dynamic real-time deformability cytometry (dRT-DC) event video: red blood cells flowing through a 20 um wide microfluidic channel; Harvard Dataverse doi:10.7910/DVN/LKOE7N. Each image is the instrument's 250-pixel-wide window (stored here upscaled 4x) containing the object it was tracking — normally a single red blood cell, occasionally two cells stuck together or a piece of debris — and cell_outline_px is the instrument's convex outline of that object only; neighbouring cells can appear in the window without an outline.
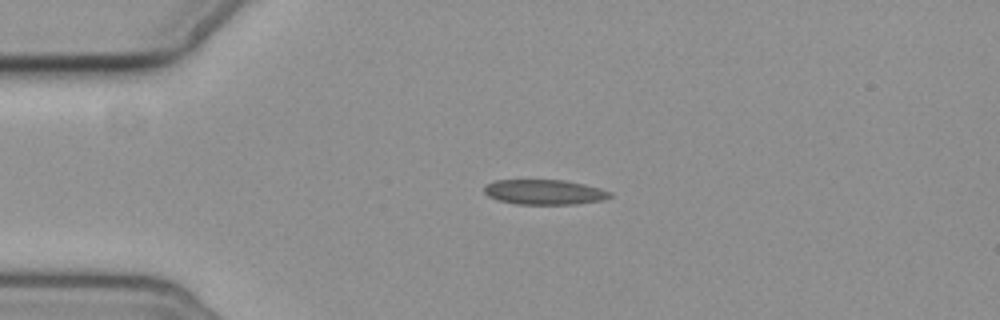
{"species": "common noctule bat (a hibernating species)", "species_latin": "Nyctalus noctula", "temperature_condition": "cold", "stored_images_in_passage": 1, "camera_frame_rate_fps": 3000, "um_per_image_px": 0.085, "animal": {"sex": "female", "body_mass_g": 19.3, "forearm_length_mm": 54.1}, "frame": {"image": 1, "passage_image": 1, "time_ms": 0.0, "image_size_px": [1000, 320], "cell_outline_px": [[612, 196], [604, 200], [576, 204], [516, 204], [496, 200], [488, 196], [484, 192], [484, 188], [488, 184], [496, 180], [564, 180], [584, 184], [600, 188], [612, 192]], "centroid_in_image_um": [46.29, 16.33], "position_along_channel_um": 38.7, "area_um2": 18.38}}